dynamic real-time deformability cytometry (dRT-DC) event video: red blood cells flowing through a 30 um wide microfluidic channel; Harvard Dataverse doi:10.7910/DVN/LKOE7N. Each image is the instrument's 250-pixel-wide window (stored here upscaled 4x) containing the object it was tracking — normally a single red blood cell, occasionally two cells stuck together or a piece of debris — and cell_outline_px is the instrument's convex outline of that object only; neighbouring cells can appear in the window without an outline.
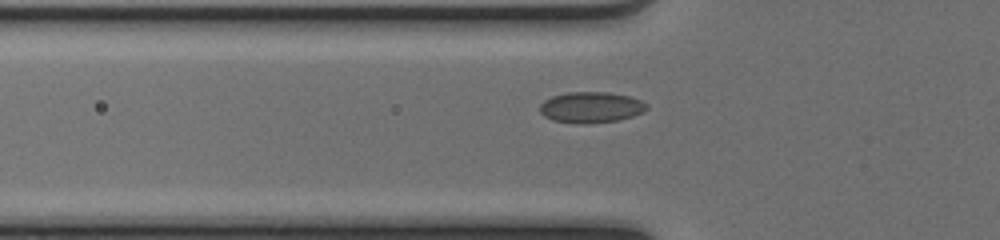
{"species": "common noctule bat (a hibernating species)", "species_latin": "Nyctalus noctula", "temperature_condition": "cold", "stored_images_in_passage": 32, "camera_frame_rate_fps": 3000, "um_per_image_px": 0.085, "animal": {"sex": "female", "body_mass_g": 17.0, "forearm_length_mm": 48.0}, "frame": {"image": 1, "passage_image": 2, "time_ms": 0.333, "image_size_px": [1000, 240], "cell_outline_px": [[648, 108], [632, 116], [616, 120], [584, 124], [580, 124], [552, 120], [544, 116], [540, 112], [540, 104], [544, 100], [552, 96], [568, 92], [608, 92], [628, 96], [640, 100], [648, 104]], "centroid_in_image_um": [50.2, 9.12], "position_along_channel_um": 75.6, "area_um2": 19.13}}
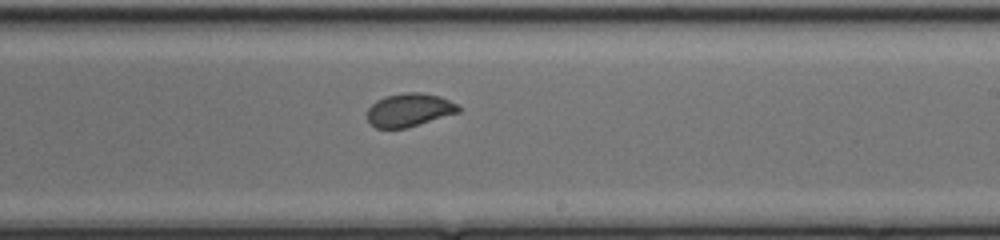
{"frame": {"image": 2, "passage_image": 15, "time_ms": 4.667, "image_size_px": [1000, 240], "cell_outline_px": [[460, 112], [404, 128], [376, 128], [368, 120], [368, 108], [376, 100], [388, 96], [404, 92], [420, 92], [440, 96], [456, 104], [460, 108]], "centroid_in_image_um": [34.78, 9.34], "position_along_channel_um": 254.2, "area_um2": 17.4}}
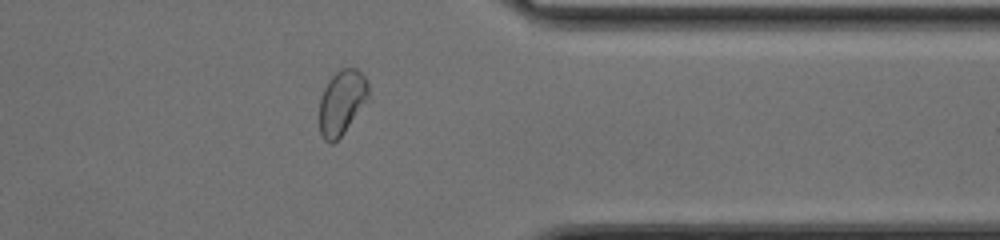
{"frame": {"image": 3, "passage_image": 25, "time_ms": 8.0, "image_size_px": [1000, 240], "cell_outline_px": [[372, 100], [344, 132], [332, 144], [328, 144], [324, 140], [320, 132], [320, 100], [324, 88], [328, 80], [340, 68], [356, 68], [364, 76], [368, 84]], "centroid_in_image_um": [29.12, 8.71], "position_along_channel_um": 382.3, "area_um2": 19.07}}